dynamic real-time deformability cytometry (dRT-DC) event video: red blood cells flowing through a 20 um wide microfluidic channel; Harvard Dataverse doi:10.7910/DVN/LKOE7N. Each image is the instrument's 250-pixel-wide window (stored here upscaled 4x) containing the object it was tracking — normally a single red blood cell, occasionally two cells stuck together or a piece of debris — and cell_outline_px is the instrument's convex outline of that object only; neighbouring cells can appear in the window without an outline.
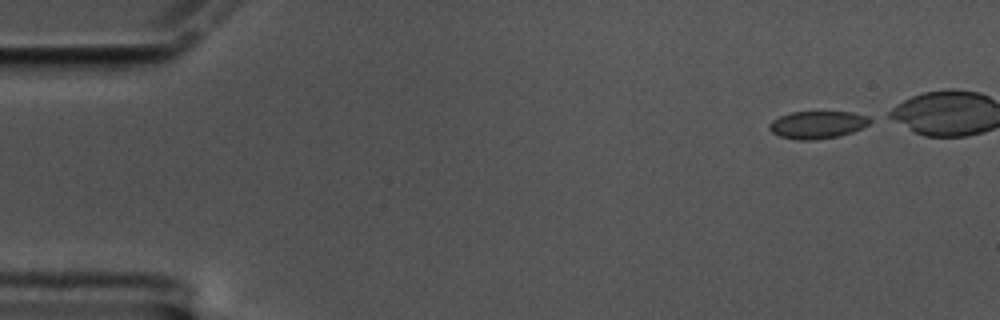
{"species": "common noctule bat (a hibernating species)", "species_latin": "Nyctalus noctula", "temperature_condition": "cold", "stored_images_in_passage": 47, "camera_frame_rate_fps": 3000, "um_per_image_px": 0.085, "animal": {"sex": "male", "body_mass_g": 17.5, "forearm_length_mm": 52.3}, "frame": {"image": 1, "passage_image": 1, "time_ms": 0.0, "image_size_px": [1000, 320], "cell_outline_px": [[872, 120], [868, 124], [852, 132], [840, 136], [816, 140], [796, 140], [780, 136], [772, 132], [768, 128], [768, 124], [772, 120], [780, 116], [792, 112], [852, 112], [868, 116]], "centroid_in_image_um": [69.46, 10.61], "position_along_channel_um": 15.5, "area_um2": 16.18}}
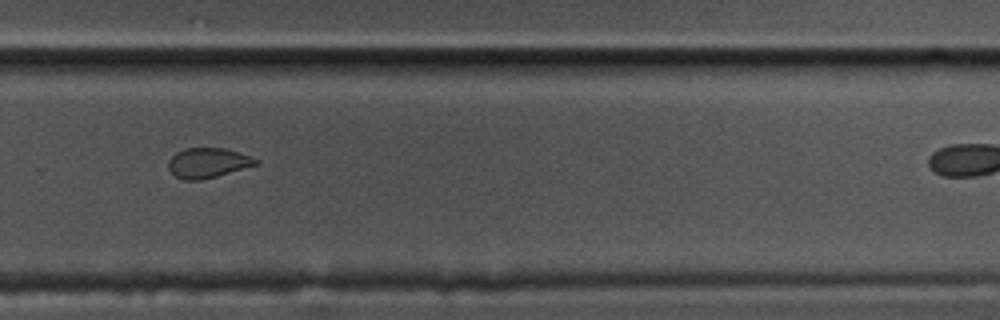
{"frame": {"image": 2, "passage_image": 36, "time_ms": 11.667, "image_size_px": [1000, 320], "cell_outline_px": [[260, 164], [216, 176], [200, 180], [184, 180], [176, 176], [168, 168], [168, 160], [176, 152], [184, 148], [228, 148], [240, 152], [260, 160]], "centroid_in_image_um": [17.7, 13.83], "position_along_channel_um": 312.1, "area_um2": 15.37}}
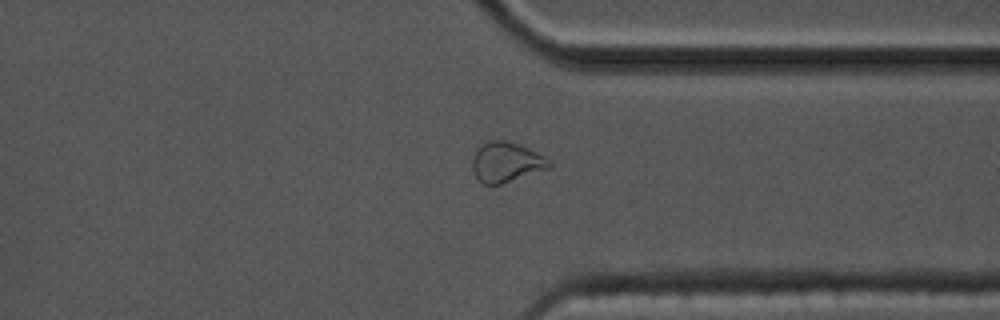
{"frame": {"image": 3, "passage_image": 41, "time_ms": 13.333, "image_size_px": [1000, 320], "cell_outline_px": [[552, 164], [548, 168], [500, 184], [484, 184], [476, 176], [472, 168], [472, 160], [476, 148], [480, 144], [488, 140], [504, 140], [520, 144], [552, 160]], "centroid_in_image_um": [43.01, 13.75], "position_along_channel_um": 368.4, "area_um2": 17.86}, "authors_computed_cell_mechanics": {"area_um2": 16.184, "velocity_mm_per_s": 3.4089, "shape_relaxation_time_tau1_ms": 5.1915, "shape_relaxation_time_tau2_ms": 1.997, "deformation_change_tau1": 0.1045, "deformation_change_tau2": 0.0707}}